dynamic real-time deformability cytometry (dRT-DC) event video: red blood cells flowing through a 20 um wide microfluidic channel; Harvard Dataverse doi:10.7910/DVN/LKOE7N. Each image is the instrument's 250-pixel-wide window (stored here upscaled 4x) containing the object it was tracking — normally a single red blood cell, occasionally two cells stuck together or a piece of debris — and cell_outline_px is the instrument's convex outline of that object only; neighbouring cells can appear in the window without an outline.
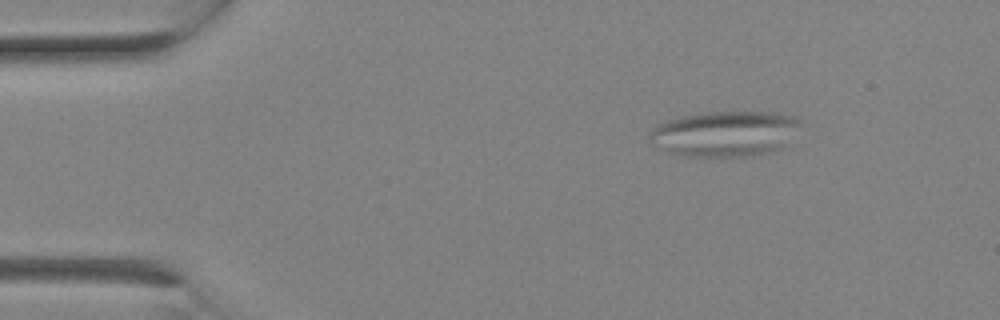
{"species": "Egyptian fruit bat (a non-hibernating species)", "species_latin": "Rousettus aegyptiacus", "temperature_condition": "room temperature", "stored_images_in_passage": 1, "camera_frame_rate_fps": 3000, "um_per_image_px": 0.085, "animal": {"sex": "female"}, "frame": {"image": 1, "passage_image": 1, "time_ms": 0.0, "image_size_px": [1000, 320], "cell_outline_px": [[804, 120], [784, 144], [780, 148], [772, 152], [744, 156], [684, 156], [668, 152], [652, 144], [648, 136], [648, 132], [656, 124], [668, 120], [684, 116], [708, 112], [776, 112], [792, 116]], "centroid_in_image_um": [61.58, 11.36], "position_along_channel_um": 23.4, "area_um2": 39.88}}